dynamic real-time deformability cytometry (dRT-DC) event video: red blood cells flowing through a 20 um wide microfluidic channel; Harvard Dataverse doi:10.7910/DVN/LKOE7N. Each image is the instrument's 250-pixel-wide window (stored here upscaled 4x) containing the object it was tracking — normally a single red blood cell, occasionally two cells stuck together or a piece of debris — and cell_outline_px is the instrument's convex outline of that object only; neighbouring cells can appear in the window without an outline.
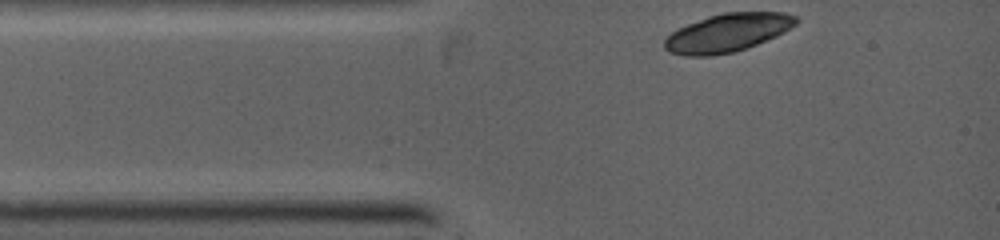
{"species": "common noctule bat (a hibernating species)", "species_latin": "Nyctalus noctula", "temperature_condition": "warm", "stored_images_in_passage": 7, "camera_frame_rate_fps": 5000, "um_per_image_px": 0.085, "animal": {"sex": "female", "body_mass_g": 19.0, "forearm_length_mm": 53.3}, "frame": {"image": 1, "passage_image": 1, "time_ms": 0.0, "image_size_px": [1000, 240], "cell_outline_px": [[800, 20], [796, 24], [784, 32], [776, 36], [756, 44], [732, 52], [708, 56], [684, 56], [668, 52], [664, 48], [664, 40], [676, 28], [708, 16], [724, 12], [784, 12], [796, 16]], "centroid_in_image_um": [61.82, 2.77], "position_along_channel_um": 23.2, "area_um2": 29.3}}